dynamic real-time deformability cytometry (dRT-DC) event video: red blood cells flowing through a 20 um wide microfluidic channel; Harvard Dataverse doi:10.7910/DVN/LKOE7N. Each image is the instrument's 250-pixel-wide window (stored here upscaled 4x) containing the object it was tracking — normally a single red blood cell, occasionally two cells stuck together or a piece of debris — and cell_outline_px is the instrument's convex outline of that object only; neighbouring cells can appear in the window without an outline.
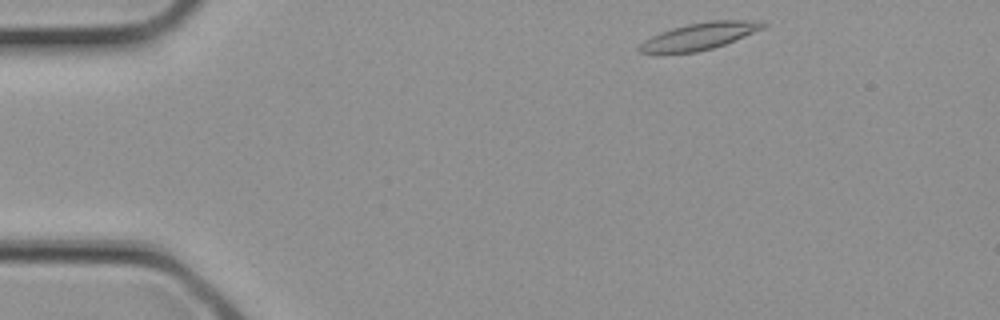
{"species": "common noctule bat (a hibernating species)", "species_latin": "Nyctalus noctula", "temperature_condition": "cold", "stored_images_in_passage": 3, "camera_frame_rate_fps": 3000, "um_per_image_px": 0.085, "animal": {"sex": "female", "body_mass_g": 21.9}, "frame": {"image": 1, "passage_image": 3, "time_ms": 0.667, "image_size_px": [1000, 320], "cell_outline_px": [[768, 24], [764, 28], [724, 44], [712, 48], [696, 52], [656, 56], [640, 52], [636, 48], [644, 40], [660, 32], [672, 28], [688, 24], [712, 20], [756, 20]], "centroid_in_image_um": [59.35, 3.12], "position_along_channel_um": 25.7, "area_um2": 19.83}}